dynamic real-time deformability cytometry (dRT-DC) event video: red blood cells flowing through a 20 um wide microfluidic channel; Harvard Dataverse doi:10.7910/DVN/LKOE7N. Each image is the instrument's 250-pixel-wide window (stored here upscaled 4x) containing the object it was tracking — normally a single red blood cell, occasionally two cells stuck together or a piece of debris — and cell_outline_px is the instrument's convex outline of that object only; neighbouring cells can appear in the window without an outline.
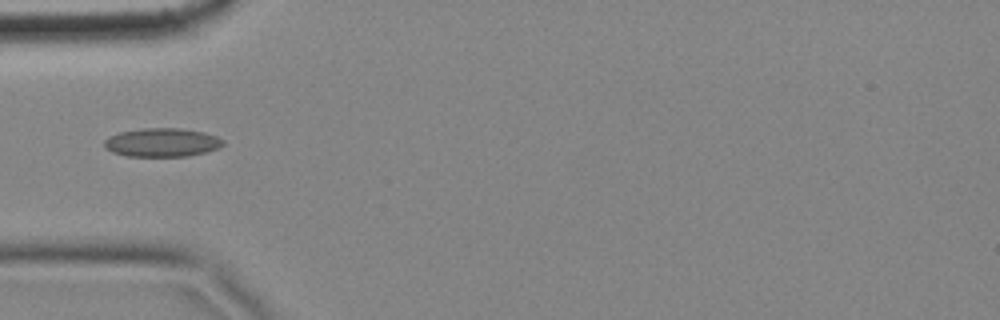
{"species": "common noctule bat (a hibernating species)", "species_latin": "Nyctalus noctula", "temperature_condition": "cold", "stored_images_in_passage": 7, "camera_frame_rate_fps": 3000, "um_per_image_px": 0.085, "animal": {"sex": "female", "body_mass_g": 18.4}, "frame": {"image": 1, "passage_image": 1, "time_ms": 0.0, "image_size_px": [1000, 320], "cell_outline_px": [[224, 144], [220, 148], [188, 156], [128, 156], [112, 152], [104, 148], [104, 140], [108, 136], [120, 132], [144, 128], [180, 128], [204, 132], [216, 136], [224, 140]], "centroid_in_image_um": [13.77, 12.1], "position_along_channel_um": 71.2, "area_um2": 19.88}}
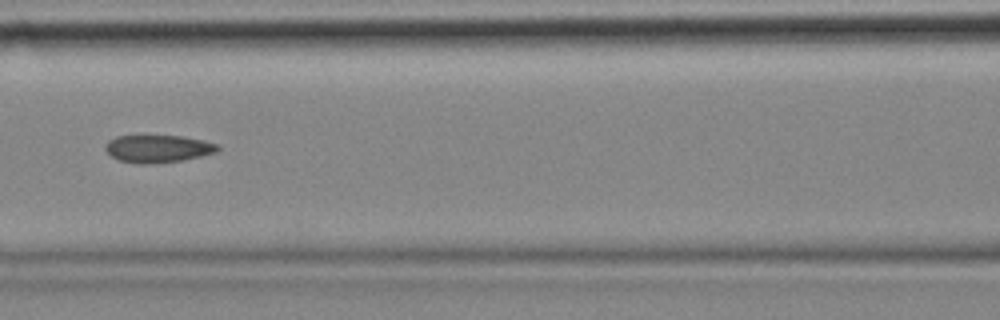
{"frame": {"image": 2, "passage_image": 3, "time_ms": 0.667, "image_size_px": [1000, 320], "cell_outline_px": [[220, 148], [216, 152], [184, 160], [152, 164], [140, 164], [120, 160], [112, 156], [104, 148], [108, 140], [116, 136], [184, 136], [204, 140], [220, 144]], "centroid_in_image_um": [13.46, 12.64], "position_along_channel_um": 153.1, "area_um2": 18.09}}
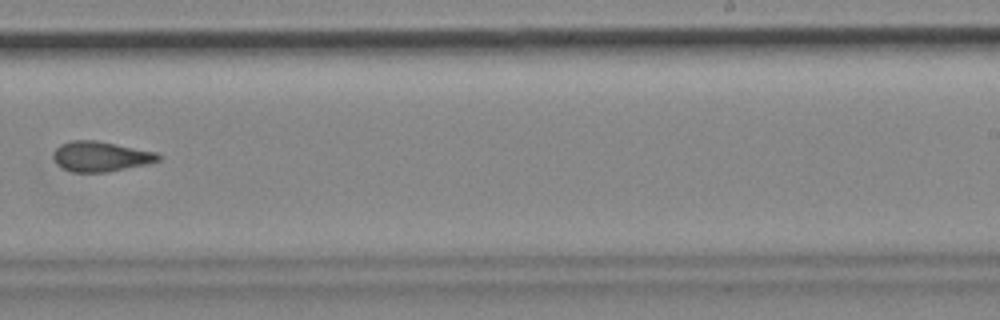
{"frame": {"image": 3, "passage_image": 6, "time_ms": 1.667, "image_size_px": [1000, 320], "cell_outline_px": [[160, 160], [144, 164], [108, 172], [72, 172], [56, 164], [52, 156], [56, 148], [60, 144], [72, 140], [96, 140], [156, 152], [160, 156]], "centroid_in_image_um": [8.51, 13.29], "position_along_channel_um": 280.5, "area_um2": 18.26}}